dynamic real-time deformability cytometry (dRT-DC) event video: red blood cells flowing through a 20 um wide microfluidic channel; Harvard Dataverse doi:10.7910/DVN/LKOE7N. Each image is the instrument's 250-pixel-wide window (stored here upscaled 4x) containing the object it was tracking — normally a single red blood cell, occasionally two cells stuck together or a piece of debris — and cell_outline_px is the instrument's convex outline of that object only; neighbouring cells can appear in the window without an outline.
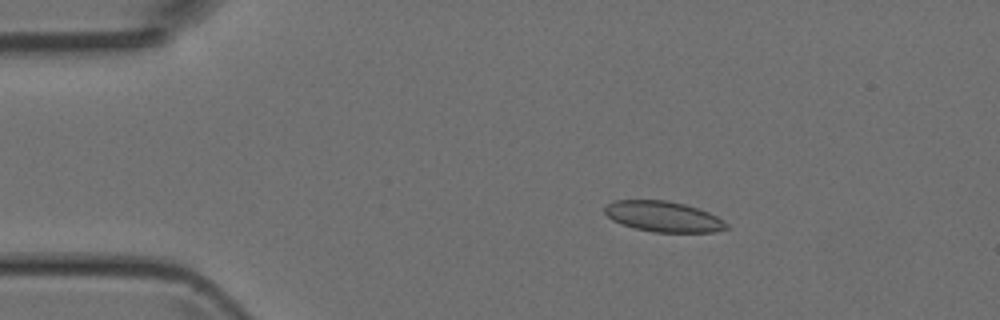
{"species": "Egyptian fruit bat (a non-hibernating species)", "species_latin": "Rousettus aegyptiacus", "temperature_condition": "room temperature", "stored_images_in_passage": 47, "camera_frame_rate_fps": 3000, "um_per_image_px": 0.085, "animal": {"sex": "female"}, "frame": {"image": 1, "passage_image": 8, "time_ms": 2.333, "image_size_px": [1000, 320], "cell_outline_px": [[728, 228], [716, 232], [652, 232], [636, 228], [612, 220], [604, 212], [604, 208], [612, 200], [668, 200], [684, 204], [708, 212], [724, 220], [728, 224]], "centroid_in_image_um": [56.39, 18.4], "position_along_channel_um": 28.6, "area_um2": 21.62}}
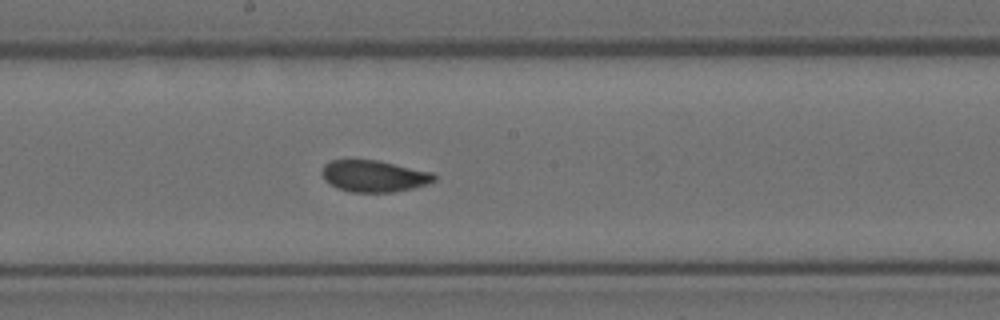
{"frame": {"image": 2, "passage_image": 25, "time_ms": 8.0, "image_size_px": [1000, 320], "cell_outline_px": [[436, 180], [428, 184], [412, 188], [392, 192], [352, 192], [336, 188], [324, 180], [320, 172], [324, 164], [332, 160], [376, 160], [432, 172], [436, 176]], "centroid_in_image_um": [31.76, 14.97], "position_along_channel_um": 216.4, "area_um2": 20.69}}
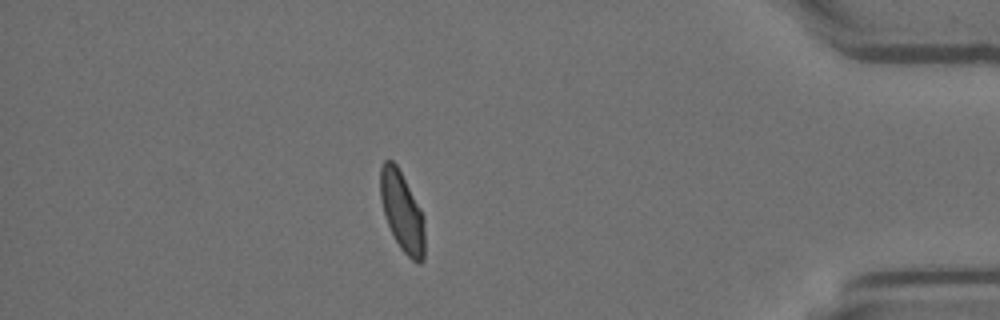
{"frame": {"image": 3, "passage_image": 41, "time_ms": 13.333, "image_size_px": [1000, 320], "cell_outline_px": [[424, 260], [420, 264], [416, 264], [400, 248], [388, 224], [380, 200], [380, 168], [384, 160], [392, 160], [396, 164], [420, 208], [424, 216]], "centroid_in_image_um": [34.18, 18.01], "position_along_channel_um": 401.0, "area_um2": 20.46}}